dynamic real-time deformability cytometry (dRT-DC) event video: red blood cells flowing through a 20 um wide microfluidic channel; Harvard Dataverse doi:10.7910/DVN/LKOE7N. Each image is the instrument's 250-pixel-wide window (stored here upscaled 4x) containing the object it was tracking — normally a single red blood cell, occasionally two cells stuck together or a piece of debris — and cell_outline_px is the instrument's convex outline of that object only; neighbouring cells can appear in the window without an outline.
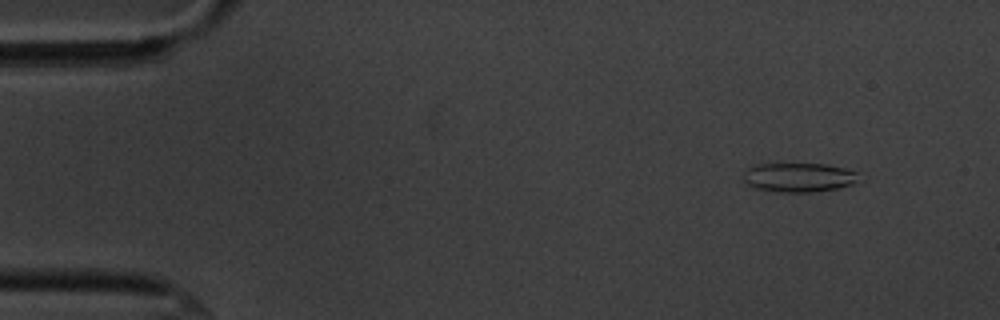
{"species": "common noctule bat (a hibernating species)", "species_latin": "Nyctalus noctula", "temperature_condition": "cold", "stored_images_in_passage": 5, "camera_frame_rate_fps": 3000, "um_per_image_px": 0.085, "animal": {"sex": "male", "body_mass_g": 20.1, "forearm_length_mm": 53.5}, "frame": {"image": 1, "passage_image": 3, "time_ms": 0.667, "image_size_px": [1000, 320], "cell_outline_px": [[856, 172], [852, 184], [836, 188], [812, 192], [780, 192], [756, 188], [748, 184], [744, 180], [744, 168], [752, 164], [828, 164], [844, 168]], "centroid_in_image_um": [67.79, 15.06], "position_along_channel_um": 17.2, "area_um2": 19.36}}